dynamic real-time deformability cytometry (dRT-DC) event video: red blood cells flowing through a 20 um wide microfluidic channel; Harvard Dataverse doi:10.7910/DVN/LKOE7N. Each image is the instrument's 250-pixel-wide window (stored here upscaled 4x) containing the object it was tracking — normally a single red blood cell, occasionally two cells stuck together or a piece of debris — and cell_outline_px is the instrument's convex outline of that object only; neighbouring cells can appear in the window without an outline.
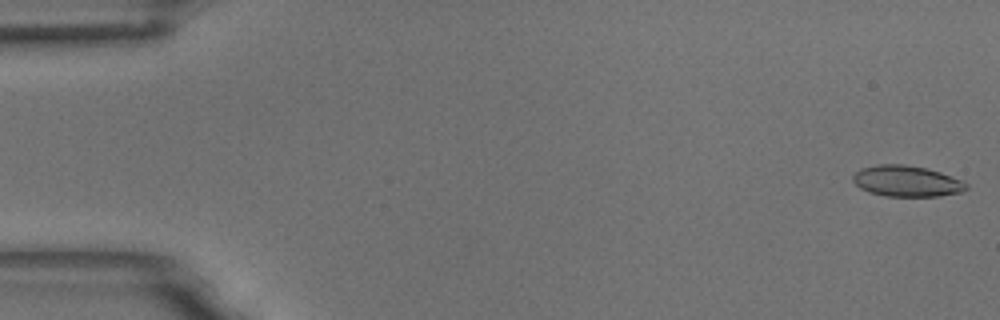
{"species": "common noctule bat (a hibernating species)", "species_latin": "Nyctalus noctula", "temperature_condition": "room temperature", "stored_images_in_passage": 10, "camera_frame_rate_fps": 3000, "um_per_image_px": 0.085, "animal": {"sex": "male", "body_mass_g": 18.8}, "frame": {"image": 1, "passage_image": 1, "time_ms": 0.0, "image_size_px": [1000, 320], "cell_outline_px": [[968, 188], [960, 192], [940, 196], [888, 196], [868, 192], [860, 188], [852, 180], [852, 176], [860, 168], [876, 164], [904, 164], [924, 168], [940, 172], [964, 180], [968, 184]], "centroid_in_image_um": [77.06, 15.39], "position_along_channel_um": 7.9, "area_um2": 20.58}}
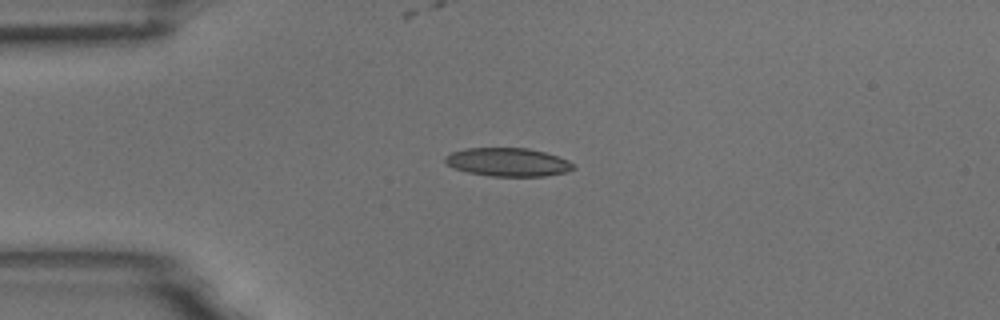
{"frame": {"image": 2, "passage_image": 5, "time_ms": 1.333, "image_size_px": [1000, 320], "cell_outline_px": [[576, 168], [564, 172], [544, 176], [492, 176], [468, 172], [456, 168], [448, 164], [444, 160], [444, 156], [452, 152], [464, 148], [528, 148], [544, 152], [568, 160]], "centroid_in_image_um": [43.15, 13.77], "position_along_channel_um": 41.8, "area_um2": 20.98}}
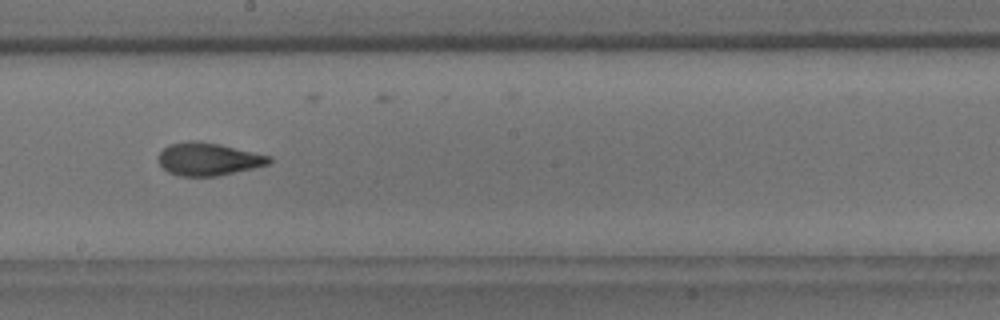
{"frame": {"image": 3, "passage_image": 10, "time_ms": 3.0, "image_size_px": [1000, 320], "cell_outline_px": [[272, 160], [268, 164], [252, 168], [216, 176], [180, 176], [168, 172], [160, 164], [156, 156], [168, 144], [188, 140], [196, 140], [220, 144], [272, 156]], "centroid_in_image_um": [17.68, 13.51], "position_along_channel_um": 230.5, "area_um2": 21.21}}